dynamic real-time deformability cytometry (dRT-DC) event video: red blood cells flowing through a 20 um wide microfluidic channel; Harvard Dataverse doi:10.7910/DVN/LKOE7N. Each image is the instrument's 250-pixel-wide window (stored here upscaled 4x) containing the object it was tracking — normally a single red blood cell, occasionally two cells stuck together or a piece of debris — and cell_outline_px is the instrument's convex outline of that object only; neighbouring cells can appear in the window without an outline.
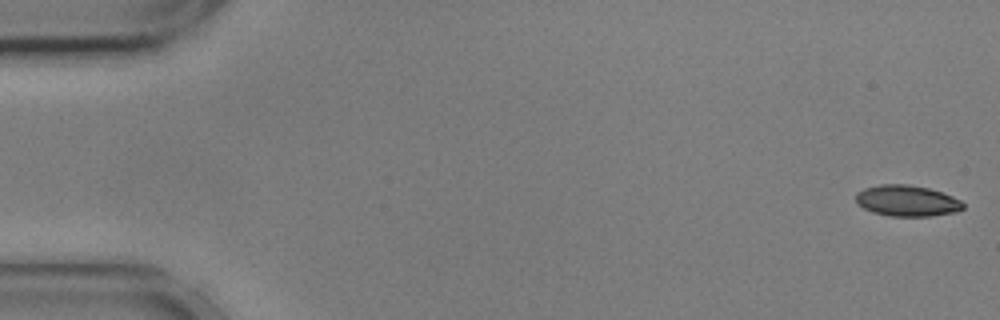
{"species": "common noctule bat (a hibernating species)", "species_latin": "Nyctalus noctula", "temperature_condition": "cold", "stored_images_in_passage": 55, "camera_frame_rate_fps": 3000, "um_per_image_px": 0.085, "animal": {"sex": "male", "body_mass_g": 17.9, "forearm_length_mm": 54.2}, "frame": {"image": 1, "passage_image": 1, "time_ms": 0.0, "image_size_px": [1000, 320], "cell_outline_px": [[964, 208], [956, 212], [932, 216], [888, 216], [872, 212], [856, 204], [856, 192], [864, 188], [880, 184], [908, 184], [928, 188], [952, 196], [960, 200], [964, 204]], "centroid_in_image_um": [77.07, 17.07], "position_along_channel_um": 7.9, "area_um2": 19.54}}
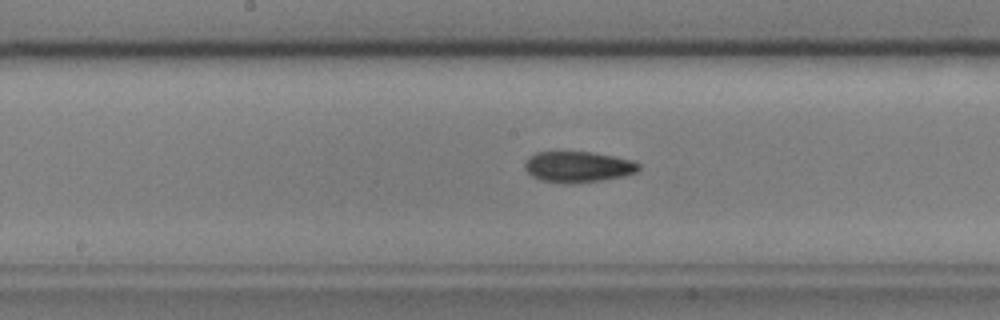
{"frame": {"image": 2, "passage_image": 28, "time_ms": 9.0, "image_size_px": [1000, 320], "cell_outline_px": [[640, 168], [636, 172], [624, 176], [600, 180], [572, 184], [568, 184], [540, 180], [532, 176], [524, 168], [524, 160], [528, 156], [536, 152], [592, 152], [632, 160], [640, 164]], "centroid_in_image_um": [49.09, 14.18], "position_along_channel_um": 199.1, "area_um2": 20.63}}
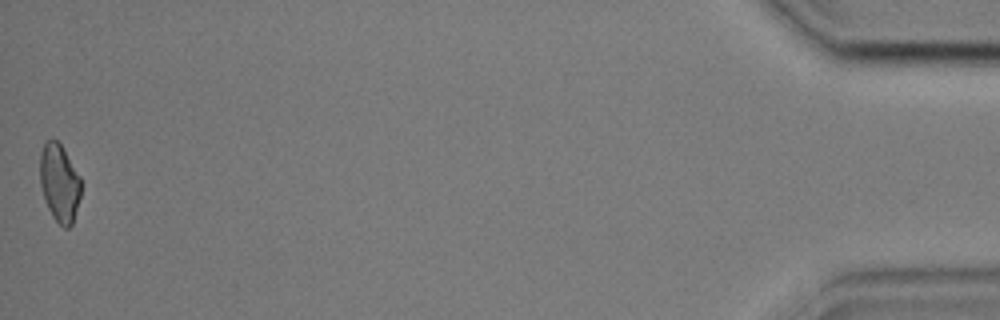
{"frame": {"image": 3, "passage_image": 55, "time_ms": 18.0, "image_size_px": [1000, 320], "cell_outline_px": [[80, 196], [72, 224], [68, 228], [64, 228], [52, 216], [48, 208], [40, 184], [40, 152], [44, 140], [56, 140], [60, 144], [80, 176]], "centroid_in_image_um": [5.03, 15.53], "position_along_channel_um": 430.2, "area_um2": 18.38}, "authors_computed_cell_mechanics": {"area_um2": 19.7676, "velocity_mm_per_s": 3.6152, "shape_relaxation_time_tau1_ms": 10.5855, "shape_relaxation_time_tau2_ms": 8.7284, "deformation_change_tau1": 0.1885, "deformation_change_tau2": 0.1407}}